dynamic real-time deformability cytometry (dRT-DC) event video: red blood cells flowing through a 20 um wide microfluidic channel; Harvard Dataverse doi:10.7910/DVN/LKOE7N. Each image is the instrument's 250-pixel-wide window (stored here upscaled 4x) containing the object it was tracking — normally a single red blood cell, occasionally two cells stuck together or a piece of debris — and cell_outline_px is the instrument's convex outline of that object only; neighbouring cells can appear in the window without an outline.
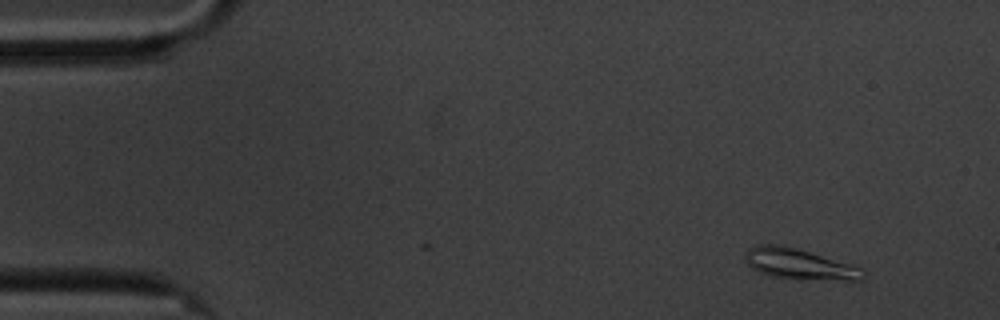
{"species": "common noctule bat (a hibernating species)", "species_latin": "Nyctalus noctula", "temperature_condition": "cold", "stored_images_in_passage": 6, "camera_frame_rate_fps": 3000, "um_per_image_px": 0.085, "animal": {"sex": "male", "body_mass_g": 20.1, "forearm_length_mm": 53.5}, "frame": {"image": 1, "passage_image": 6, "time_ms": 1.667, "image_size_px": [1000, 320], "cell_outline_px": [[868, 276], [864, 280], [844, 280], [772, 276], [760, 272], [752, 268], [744, 260], [744, 256], [748, 248], [760, 244], [776, 244], [796, 248], [848, 264], [860, 268]], "centroid_in_image_um": [67.91, 22.43], "position_along_channel_um": 17.1, "area_um2": 20.4}}